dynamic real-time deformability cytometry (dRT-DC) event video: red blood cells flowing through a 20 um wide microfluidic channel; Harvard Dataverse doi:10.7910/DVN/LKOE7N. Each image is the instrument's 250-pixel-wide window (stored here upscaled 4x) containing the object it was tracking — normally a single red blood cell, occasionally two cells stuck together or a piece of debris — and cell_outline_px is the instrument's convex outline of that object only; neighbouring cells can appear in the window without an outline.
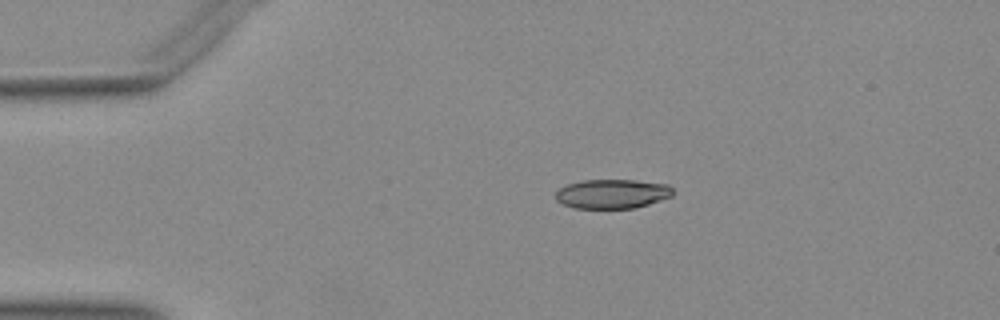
{"species": "Egyptian fruit bat (a non-hibernating species)", "species_latin": "Rousettus aegyptiacus", "temperature_condition": "warm", "stored_images_in_passage": 42, "camera_frame_rate_fps": 3000, "um_per_image_px": 0.085, "animal": {"sex": "female"}, "frame": {"image": 1, "passage_image": 1, "time_ms": 0.0, "image_size_px": [1000, 320], "cell_outline_px": [[672, 196], [636, 208], [576, 208], [564, 204], [556, 200], [552, 196], [560, 188], [568, 184], [580, 180], [632, 180], [668, 184], [672, 188]], "centroid_in_image_um": [52.01, 16.47], "position_along_channel_um": 33.0, "area_um2": 20.0}}
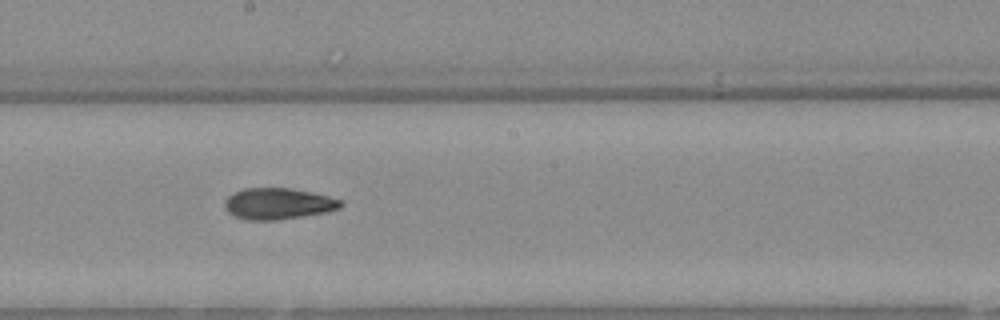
{"frame": {"image": 2, "passage_image": 19, "time_ms": 6.0, "image_size_px": [1000, 320], "cell_outline_px": [[344, 204], [340, 208], [328, 212], [276, 220], [248, 220], [236, 216], [228, 212], [224, 204], [224, 200], [228, 196], [244, 188], [292, 188], [312, 192], [328, 196], [340, 200]], "centroid_in_image_um": [23.66, 17.31], "position_along_channel_um": 224.5, "area_um2": 21.1}}
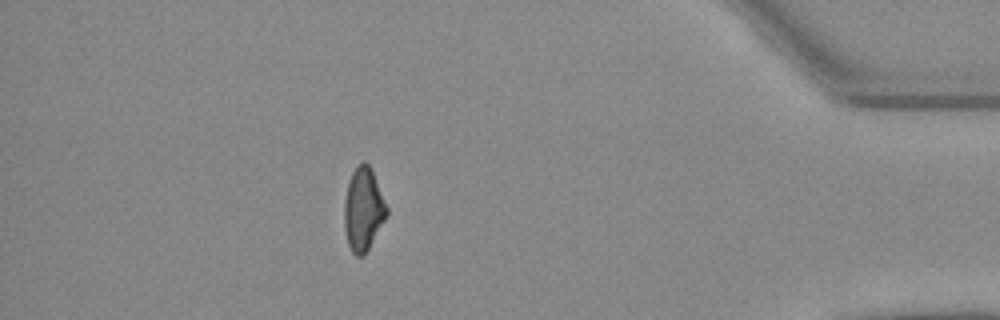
{"frame": {"image": 3, "passage_image": 36, "time_ms": 11.667, "image_size_px": [1000, 320], "cell_outline_px": [[388, 216], [364, 256], [356, 256], [352, 252], [348, 244], [344, 228], [344, 200], [348, 184], [352, 172], [356, 164], [364, 160], [368, 164], [372, 172], [388, 208]], "centroid_in_image_um": [30.88, 17.81], "position_along_channel_um": 404.3, "area_um2": 20.63}}